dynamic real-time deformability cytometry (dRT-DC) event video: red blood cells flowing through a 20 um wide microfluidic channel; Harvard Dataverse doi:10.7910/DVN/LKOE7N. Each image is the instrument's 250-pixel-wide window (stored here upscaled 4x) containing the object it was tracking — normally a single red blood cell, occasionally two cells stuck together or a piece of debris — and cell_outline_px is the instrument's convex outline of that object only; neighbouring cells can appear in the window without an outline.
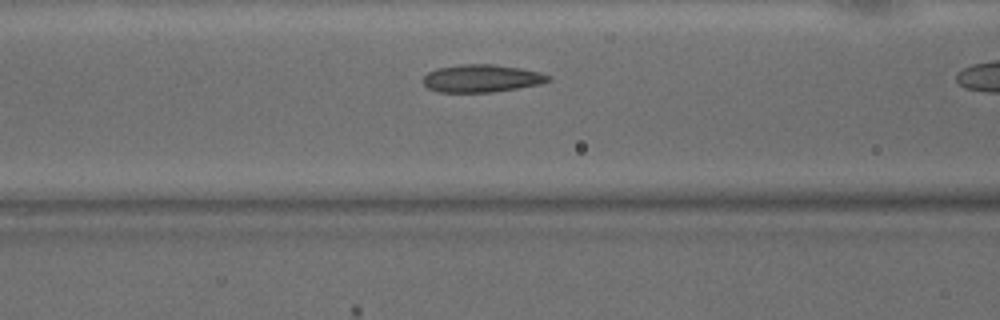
{"species": "common noctule bat (a hibernating species)", "species_latin": "Nyctalus noctula", "temperature_condition": "warm", "stored_images_in_passage": 9, "camera_frame_rate_fps": 3000, "um_per_image_px": 0.085, "animal": {"sex": "male", "body_mass_g": 15.6}, "frame": {"image": 1, "passage_image": 8, "time_ms": 2.333, "image_size_px": [1000, 320], "cell_outline_px": [[552, 80], [540, 84], [492, 92], [440, 92], [428, 88], [424, 84], [424, 76], [428, 72], [436, 68], [464, 64], [492, 64], [524, 68], [540, 72], [552, 76]], "centroid_in_image_um": [40.98, 6.65], "position_along_channel_um": 125.6, "area_um2": 20.23}}